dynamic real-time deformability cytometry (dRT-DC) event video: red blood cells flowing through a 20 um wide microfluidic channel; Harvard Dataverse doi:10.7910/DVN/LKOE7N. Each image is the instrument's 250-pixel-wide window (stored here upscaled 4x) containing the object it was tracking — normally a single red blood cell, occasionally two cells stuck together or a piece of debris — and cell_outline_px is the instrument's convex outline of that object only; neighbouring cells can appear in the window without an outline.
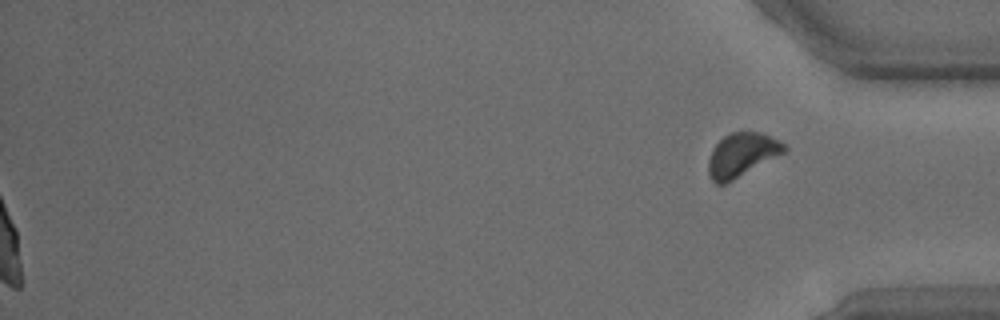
{"species": "common noctule bat (a hibernating species)", "species_latin": "Nyctalus noctula", "temperature_condition": "warm", "stored_images_in_passage": 43, "segment_of_instrument_passage": [2, 2], "camera_frame_rate_fps": 3000, "um_per_image_px": 0.085, "animal": {"sex": "male", "body_mass_g": 15.6}, "frame": {"image": 1, "passage_image": 43, "time_ms": 14.0, "image_size_px": [1000, 320], "cell_outline_px": [[788, 148], [784, 152], [732, 180], [724, 184], [716, 184], [712, 180], [708, 172], [708, 160], [712, 148], [724, 136], [732, 132], [760, 132], [780, 140]], "centroid_in_image_um": [63.03, 13.15], "position_along_channel_um": 372.2, "area_um2": 19.02}}